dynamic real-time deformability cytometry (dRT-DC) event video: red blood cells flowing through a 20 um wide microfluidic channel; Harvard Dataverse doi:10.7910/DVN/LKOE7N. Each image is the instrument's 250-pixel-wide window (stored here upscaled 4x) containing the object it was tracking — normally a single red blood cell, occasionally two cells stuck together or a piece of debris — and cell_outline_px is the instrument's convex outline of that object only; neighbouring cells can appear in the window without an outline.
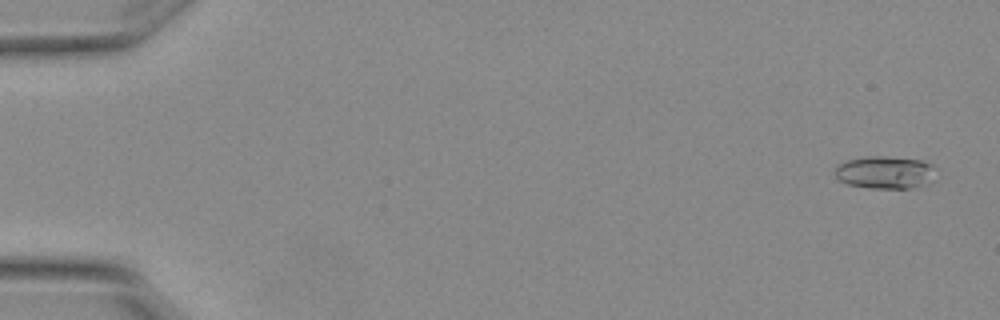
{"species": "Egyptian fruit bat (a non-hibernating species)", "species_latin": "Rousettus aegyptiacus", "temperature_condition": "warm", "stored_images_in_passage": 5, "camera_frame_rate_fps": 3000, "um_per_image_px": 0.085, "animal": {"sex": "female"}, "frame": {"image": 1, "passage_image": 1, "time_ms": 0.0, "image_size_px": [1000, 320], "cell_outline_px": [[932, 164], [928, 184], [912, 188], [868, 188], [848, 184], [840, 180], [836, 176], [836, 168], [840, 164], [848, 160], [868, 156], [884, 156], [920, 160]], "centroid_in_image_um": [75.18, 14.66], "position_along_channel_um": 9.8, "area_um2": 18.67}}
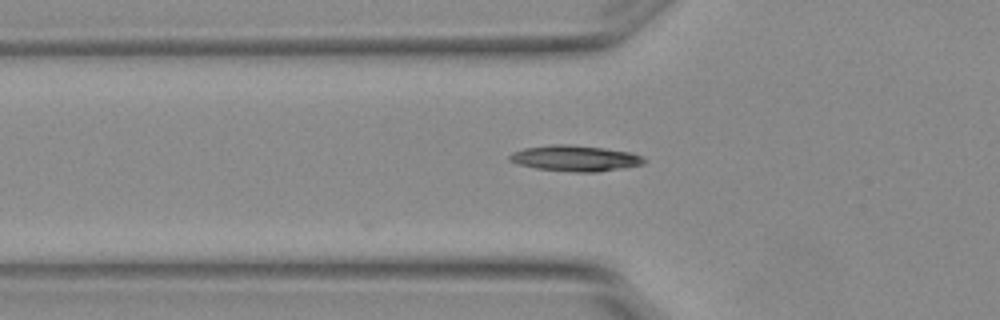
{"frame": {"image": 2, "passage_image": 5, "time_ms": 1.333, "image_size_px": [1000, 320], "cell_outline_px": [[648, 160], [644, 164], [624, 168], [596, 172], [576, 172], [536, 168], [520, 164], [508, 160], [508, 156], [512, 152], [524, 148], [552, 144], [572, 144], [604, 148], [628, 152], [640, 156]], "centroid_in_image_um": [48.89, 13.45], "position_along_channel_um": 76.9, "area_um2": 20.23}}